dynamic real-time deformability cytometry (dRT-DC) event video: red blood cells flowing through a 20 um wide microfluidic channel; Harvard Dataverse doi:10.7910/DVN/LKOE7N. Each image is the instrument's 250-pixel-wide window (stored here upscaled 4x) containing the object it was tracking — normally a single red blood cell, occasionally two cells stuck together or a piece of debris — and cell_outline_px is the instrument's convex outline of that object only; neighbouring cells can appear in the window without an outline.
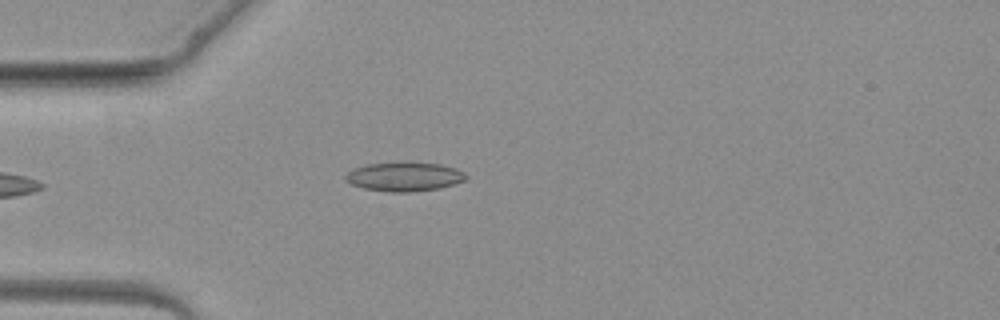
{"species": "common noctule bat (a hibernating species)", "species_latin": "Nyctalus noctula", "temperature_condition": "warm", "stored_images_in_passage": 4, "camera_frame_rate_fps": 3000, "um_per_image_px": 0.085, "animal": {"sex": "female", "body_mass_g": 19.3, "forearm_length_mm": 54.1}, "frame": {"image": 1, "passage_image": 4, "time_ms": 4.667, "image_size_px": [1000, 320], "cell_outline_px": [[468, 176], [464, 180], [440, 188], [412, 192], [388, 192], [364, 188], [352, 184], [344, 180], [344, 176], [348, 172], [356, 168], [368, 164], [440, 164], [456, 168], [464, 172]], "centroid_in_image_um": [34.37, 15.05], "position_along_channel_um": 50.6, "area_um2": 19.77}}